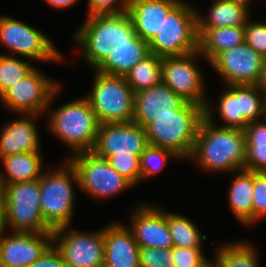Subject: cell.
Segmentation results:
<instances>
[{
	"label": "cell",
	"instance_id": "obj_32",
	"mask_svg": "<svg viewBox=\"0 0 266 267\" xmlns=\"http://www.w3.org/2000/svg\"><path fill=\"white\" fill-rule=\"evenodd\" d=\"M19 58L11 56L9 53H0V96L36 67L31 60Z\"/></svg>",
	"mask_w": 266,
	"mask_h": 267
},
{
	"label": "cell",
	"instance_id": "obj_7",
	"mask_svg": "<svg viewBox=\"0 0 266 267\" xmlns=\"http://www.w3.org/2000/svg\"><path fill=\"white\" fill-rule=\"evenodd\" d=\"M0 44L11 56L31 60L65 64V55L56 48L43 31L17 18L0 14Z\"/></svg>",
	"mask_w": 266,
	"mask_h": 267
},
{
	"label": "cell",
	"instance_id": "obj_6",
	"mask_svg": "<svg viewBox=\"0 0 266 267\" xmlns=\"http://www.w3.org/2000/svg\"><path fill=\"white\" fill-rule=\"evenodd\" d=\"M159 57L181 56L198 50L197 7L181 0L163 19L160 31L148 43Z\"/></svg>",
	"mask_w": 266,
	"mask_h": 267
},
{
	"label": "cell",
	"instance_id": "obj_19",
	"mask_svg": "<svg viewBox=\"0 0 266 267\" xmlns=\"http://www.w3.org/2000/svg\"><path fill=\"white\" fill-rule=\"evenodd\" d=\"M0 129V158L23 152L41 151L36 114H18ZM36 120V121H35Z\"/></svg>",
	"mask_w": 266,
	"mask_h": 267
},
{
	"label": "cell",
	"instance_id": "obj_30",
	"mask_svg": "<svg viewBox=\"0 0 266 267\" xmlns=\"http://www.w3.org/2000/svg\"><path fill=\"white\" fill-rule=\"evenodd\" d=\"M125 79L135 93L160 84L162 82V57L150 53L125 75Z\"/></svg>",
	"mask_w": 266,
	"mask_h": 267
},
{
	"label": "cell",
	"instance_id": "obj_11",
	"mask_svg": "<svg viewBox=\"0 0 266 267\" xmlns=\"http://www.w3.org/2000/svg\"><path fill=\"white\" fill-rule=\"evenodd\" d=\"M201 59L206 61L198 50L181 56L162 57V82L186 102L206 109L211 100L206 96V82L201 65H198Z\"/></svg>",
	"mask_w": 266,
	"mask_h": 267
},
{
	"label": "cell",
	"instance_id": "obj_5",
	"mask_svg": "<svg viewBox=\"0 0 266 267\" xmlns=\"http://www.w3.org/2000/svg\"><path fill=\"white\" fill-rule=\"evenodd\" d=\"M205 109L185 102L171 114L156 118L146 128L149 145L173 151L182 160H188L193 148Z\"/></svg>",
	"mask_w": 266,
	"mask_h": 267
},
{
	"label": "cell",
	"instance_id": "obj_44",
	"mask_svg": "<svg viewBox=\"0 0 266 267\" xmlns=\"http://www.w3.org/2000/svg\"><path fill=\"white\" fill-rule=\"evenodd\" d=\"M8 232L5 216V202L2 188L0 187V238Z\"/></svg>",
	"mask_w": 266,
	"mask_h": 267
},
{
	"label": "cell",
	"instance_id": "obj_17",
	"mask_svg": "<svg viewBox=\"0 0 266 267\" xmlns=\"http://www.w3.org/2000/svg\"><path fill=\"white\" fill-rule=\"evenodd\" d=\"M53 244V232H10L0 238V267H29Z\"/></svg>",
	"mask_w": 266,
	"mask_h": 267
},
{
	"label": "cell",
	"instance_id": "obj_8",
	"mask_svg": "<svg viewBox=\"0 0 266 267\" xmlns=\"http://www.w3.org/2000/svg\"><path fill=\"white\" fill-rule=\"evenodd\" d=\"M90 92L84 96L100 124L131 122L134 116L135 92L123 76L93 73Z\"/></svg>",
	"mask_w": 266,
	"mask_h": 267
},
{
	"label": "cell",
	"instance_id": "obj_20",
	"mask_svg": "<svg viewBox=\"0 0 266 267\" xmlns=\"http://www.w3.org/2000/svg\"><path fill=\"white\" fill-rule=\"evenodd\" d=\"M104 264L107 267H140L139 245L124 222L103 226Z\"/></svg>",
	"mask_w": 266,
	"mask_h": 267
},
{
	"label": "cell",
	"instance_id": "obj_38",
	"mask_svg": "<svg viewBox=\"0 0 266 267\" xmlns=\"http://www.w3.org/2000/svg\"><path fill=\"white\" fill-rule=\"evenodd\" d=\"M204 248L172 247L174 267H200L208 259Z\"/></svg>",
	"mask_w": 266,
	"mask_h": 267
},
{
	"label": "cell",
	"instance_id": "obj_43",
	"mask_svg": "<svg viewBox=\"0 0 266 267\" xmlns=\"http://www.w3.org/2000/svg\"><path fill=\"white\" fill-rule=\"evenodd\" d=\"M48 4L52 9L56 10H66L69 7L76 5L81 0H43Z\"/></svg>",
	"mask_w": 266,
	"mask_h": 267
},
{
	"label": "cell",
	"instance_id": "obj_15",
	"mask_svg": "<svg viewBox=\"0 0 266 267\" xmlns=\"http://www.w3.org/2000/svg\"><path fill=\"white\" fill-rule=\"evenodd\" d=\"M149 146L145 128L134 121L100 124L92 152L108 159L110 156H141Z\"/></svg>",
	"mask_w": 266,
	"mask_h": 267
},
{
	"label": "cell",
	"instance_id": "obj_16",
	"mask_svg": "<svg viewBox=\"0 0 266 267\" xmlns=\"http://www.w3.org/2000/svg\"><path fill=\"white\" fill-rule=\"evenodd\" d=\"M144 203V204H143ZM138 203L130 212L129 224L139 247L168 249L174 247L167 223V210L158 204Z\"/></svg>",
	"mask_w": 266,
	"mask_h": 267
},
{
	"label": "cell",
	"instance_id": "obj_23",
	"mask_svg": "<svg viewBox=\"0 0 266 267\" xmlns=\"http://www.w3.org/2000/svg\"><path fill=\"white\" fill-rule=\"evenodd\" d=\"M232 175L227 193L229 210L240 225L252 228L253 171L242 169Z\"/></svg>",
	"mask_w": 266,
	"mask_h": 267
},
{
	"label": "cell",
	"instance_id": "obj_36",
	"mask_svg": "<svg viewBox=\"0 0 266 267\" xmlns=\"http://www.w3.org/2000/svg\"><path fill=\"white\" fill-rule=\"evenodd\" d=\"M245 43L258 52L263 58L266 57V22L253 20L251 17L244 25Z\"/></svg>",
	"mask_w": 266,
	"mask_h": 267
},
{
	"label": "cell",
	"instance_id": "obj_21",
	"mask_svg": "<svg viewBox=\"0 0 266 267\" xmlns=\"http://www.w3.org/2000/svg\"><path fill=\"white\" fill-rule=\"evenodd\" d=\"M181 0H131L128 14L136 34L149 43L161 29L164 17Z\"/></svg>",
	"mask_w": 266,
	"mask_h": 267
},
{
	"label": "cell",
	"instance_id": "obj_29",
	"mask_svg": "<svg viewBox=\"0 0 266 267\" xmlns=\"http://www.w3.org/2000/svg\"><path fill=\"white\" fill-rule=\"evenodd\" d=\"M167 223L174 246L184 248H203L207 235L201 234L198 225L189 217L167 211Z\"/></svg>",
	"mask_w": 266,
	"mask_h": 267
},
{
	"label": "cell",
	"instance_id": "obj_49",
	"mask_svg": "<svg viewBox=\"0 0 266 267\" xmlns=\"http://www.w3.org/2000/svg\"><path fill=\"white\" fill-rule=\"evenodd\" d=\"M98 267H107L105 264H102V265H100V266H98Z\"/></svg>",
	"mask_w": 266,
	"mask_h": 267
},
{
	"label": "cell",
	"instance_id": "obj_47",
	"mask_svg": "<svg viewBox=\"0 0 266 267\" xmlns=\"http://www.w3.org/2000/svg\"><path fill=\"white\" fill-rule=\"evenodd\" d=\"M262 87H266V57L264 58V65H263V77L260 82Z\"/></svg>",
	"mask_w": 266,
	"mask_h": 267
},
{
	"label": "cell",
	"instance_id": "obj_37",
	"mask_svg": "<svg viewBox=\"0 0 266 267\" xmlns=\"http://www.w3.org/2000/svg\"><path fill=\"white\" fill-rule=\"evenodd\" d=\"M173 261L172 248H139L140 267H174Z\"/></svg>",
	"mask_w": 266,
	"mask_h": 267
},
{
	"label": "cell",
	"instance_id": "obj_33",
	"mask_svg": "<svg viewBox=\"0 0 266 267\" xmlns=\"http://www.w3.org/2000/svg\"><path fill=\"white\" fill-rule=\"evenodd\" d=\"M181 160L173 151L149 145L140 156L141 182L157 175L170 160Z\"/></svg>",
	"mask_w": 266,
	"mask_h": 267
},
{
	"label": "cell",
	"instance_id": "obj_35",
	"mask_svg": "<svg viewBox=\"0 0 266 267\" xmlns=\"http://www.w3.org/2000/svg\"><path fill=\"white\" fill-rule=\"evenodd\" d=\"M252 225L266 219V173L253 172Z\"/></svg>",
	"mask_w": 266,
	"mask_h": 267
},
{
	"label": "cell",
	"instance_id": "obj_13",
	"mask_svg": "<svg viewBox=\"0 0 266 267\" xmlns=\"http://www.w3.org/2000/svg\"><path fill=\"white\" fill-rule=\"evenodd\" d=\"M53 244L66 267H98L104 264L103 228L91 232L61 227L53 231Z\"/></svg>",
	"mask_w": 266,
	"mask_h": 267
},
{
	"label": "cell",
	"instance_id": "obj_45",
	"mask_svg": "<svg viewBox=\"0 0 266 267\" xmlns=\"http://www.w3.org/2000/svg\"><path fill=\"white\" fill-rule=\"evenodd\" d=\"M228 1H232L236 5L246 8L250 13L252 12L251 11L252 6L250 5L252 4V2H254V0H228Z\"/></svg>",
	"mask_w": 266,
	"mask_h": 267
},
{
	"label": "cell",
	"instance_id": "obj_41",
	"mask_svg": "<svg viewBox=\"0 0 266 267\" xmlns=\"http://www.w3.org/2000/svg\"><path fill=\"white\" fill-rule=\"evenodd\" d=\"M244 132L246 146L266 147V118L250 122Z\"/></svg>",
	"mask_w": 266,
	"mask_h": 267
},
{
	"label": "cell",
	"instance_id": "obj_25",
	"mask_svg": "<svg viewBox=\"0 0 266 267\" xmlns=\"http://www.w3.org/2000/svg\"><path fill=\"white\" fill-rule=\"evenodd\" d=\"M245 42V27L198 29V51L207 64L223 50Z\"/></svg>",
	"mask_w": 266,
	"mask_h": 267
},
{
	"label": "cell",
	"instance_id": "obj_9",
	"mask_svg": "<svg viewBox=\"0 0 266 267\" xmlns=\"http://www.w3.org/2000/svg\"><path fill=\"white\" fill-rule=\"evenodd\" d=\"M74 166L80 192L91 199L107 201L135 187L129 180L118 173L107 159L92 151L81 152L66 157ZM116 195V196H115Z\"/></svg>",
	"mask_w": 266,
	"mask_h": 267
},
{
	"label": "cell",
	"instance_id": "obj_10",
	"mask_svg": "<svg viewBox=\"0 0 266 267\" xmlns=\"http://www.w3.org/2000/svg\"><path fill=\"white\" fill-rule=\"evenodd\" d=\"M2 191L8 231L53 232L41 213L39 179L8 184Z\"/></svg>",
	"mask_w": 266,
	"mask_h": 267
},
{
	"label": "cell",
	"instance_id": "obj_2",
	"mask_svg": "<svg viewBox=\"0 0 266 267\" xmlns=\"http://www.w3.org/2000/svg\"><path fill=\"white\" fill-rule=\"evenodd\" d=\"M72 34V42L88 67L95 69L112 51L128 47L136 34L128 12L85 16Z\"/></svg>",
	"mask_w": 266,
	"mask_h": 267
},
{
	"label": "cell",
	"instance_id": "obj_31",
	"mask_svg": "<svg viewBox=\"0 0 266 267\" xmlns=\"http://www.w3.org/2000/svg\"><path fill=\"white\" fill-rule=\"evenodd\" d=\"M237 98H240L241 115L248 123L266 118L264 88L261 85H237Z\"/></svg>",
	"mask_w": 266,
	"mask_h": 267
},
{
	"label": "cell",
	"instance_id": "obj_1",
	"mask_svg": "<svg viewBox=\"0 0 266 267\" xmlns=\"http://www.w3.org/2000/svg\"><path fill=\"white\" fill-rule=\"evenodd\" d=\"M245 157L243 130L220 127L206 117L202 119L188 160L207 173L232 174L244 169Z\"/></svg>",
	"mask_w": 266,
	"mask_h": 267
},
{
	"label": "cell",
	"instance_id": "obj_39",
	"mask_svg": "<svg viewBox=\"0 0 266 267\" xmlns=\"http://www.w3.org/2000/svg\"><path fill=\"white\" fill-rule=\"evenodd\" d=\"M131 0H87L86 16L94 14H120L128 12Z\"/></svg>",
	"mask_w": 266,
	"mask_h": 267
},
{
	"label": "cell",
	"instance_id": "obj_48",
	"mask_svg": "<svg viewBox=\"0 0 266 267\" xmlns=\"http://www.w3.org/2000/svg\"><path fill=\"white\" fill-rule=\"evenodd\" d=\"M264 88V102H265V113H266V87Z\"/></svg>",
	"mask_w": 266,
	"mask_h": 267
},
{
	"label": "cell",
	"instance_id": "obj_12",
	"mask_svg": "<svg viewBox=\"0 0 266 267\" xmlns=\"http://www.w3.org/2000/svg\"><path fill=\"white\" fill-rule=\"evenodd\" d=\"M50 78L35 67L0 96L2 105L15 114L45 116L51 97L62 85L59 81Z\"/></svg>",
	"mask_w": 266,
	"mask_h": 267
},
{
	"label": "cell",
	"instance_id": "obj_3",
	"mask_svg": "<svg viewBox=\"0 0 266 267\" xmlns=\"http://www.w3.org/2000/svg\"><path fill=\"white\" fill-rule=\"evenodd\" d=\"M62 86L63 84L54 92L46 109L47 131L69 148V156L92 151L100 122L84 95L52 109L51 105L61 94Z\"/></svg>",
	"mask_w": 266,
	"mask_h": 267
},
{
	"label": "cell",
	"instance_id": "obj_4",
	"mask_svg": "<svg viewBox=\"0 0 266 267\" xmlns=\"http://www.w3.org/2000/svg\"><path fill=\"white\" fill-rule=\"evenodd\" d=\"M40 183V208L46 224L54 231L71 226L79 188L74 166L64 159L59 167L43 171Z\"/></svg>",
	"mask_w": 266,
	"mask_h": 267
},
{
	"label": "cell",
	"instance_id": "obj_27",
	"mask_svg": "<svg viewBox=\"0 0 266 267\" xmlns=\"http://www.w3.org/2000/svg\"><path fill=\"white\" fill-rule=\"evenodd\" d=\"M216 101L218 104L215 106V109L211 102L207 103L205 117L217 126L244 131L249 123L241 115L240 98H237V85L225 86L222 92L218 94ZM216 113L221 121L219 124L217 119H215L214 114Z\"/></svg>",
	"mask_w": 266,
	"mask_h": 267
},
{
	"label": "cell",
	"instance_id": "obj_24",
	"mask_svg": "<svg viewBox=\"0 0 266 267\" xmlns=\"http://www.w3.org/2000/svg\"><path fill=\"white\" fill-rule=\"evenodd\" d=\"M150 53L149 44L137 36L128 47H120L110 52L93 71L125 77L136 64Z\"/></svg>",
	"mask_w": 266,
	"mask_h": 267
},
{
	"label": "cell",
	"instance_id": "obj_22",
	"mask_svg": "<svg viewBox=\"0 0 266 267\" xmlns=\"http://www.w3.org/2000/svg\"><path fill=\"white\" fill-rule=\"evenodd\" d=\"M42 151L23 152L0 158V187L16 182L38 180L45 168Z\"/></svg>",
	"mask_w": 266,
	"mask_h": 267
},
{
	"label": "cell",
	"instance_id": "obj_40",
	"mask_svg": "<svg viewBox=\"0 0 266 267\" xmlns=\"http://www.w3.org/2000/svg\"><path fill=\"white\" fill-rule=\"evenodd\" d=\"M244 169L266 173V147L246 146Z\"/></svg>",
	"mask_w": 266,
	"mask_h": 267
},
{
	"label": "cell",
	"instance_id": "obj_46",
	"mask_svg": "<svg viewBox=\"0 0 266 267\" xmlns=\"http://www.w3.org/2000/svg\"><path fill=\"white\" fill-rule=\"evenodd\" d=\"M213 257L214 258H212V260L209 259L205 260V262L200 267H222L220 265L219 260L215 256Z\"/></svg>",
	"mask_w": 266,
	"mask_h": 267
},
{
	"label": "cell",
	"instance_id": "obj_14",
	"mask_svg": "<svg viewBox=\"0 0 266 267\" xmlns=\"http://www.w3.org/2000/svg\"><path fill=\"white\" fill-rule=\"evenodd\" d=\"M208 65L225 85H260L264 58L245 42L223 50Z\"/></svg>",
	"mask_w": 266,
	"mask_h": 267
},
{
	"label": "cell",
	"instance_id": "obj_26",
	"mask_svg": "<svg viewBox=\"0 0 266 267\" xmlns=\"http://www.w3.org/2000/svg\"><path fill=\"white\" fill-rule=\"evenodd\" d=\"M197 8L198 29L244 26L252 14L241 6L228 0H214L207 15Z\"/></svg>",
	"mask_w": 266,
	"mask_h": 267
},
{
	"label": "cell",
	"instance_id": "obj_42",
	"mask_svg": "<svg viewBox=\"0 0 266 267\" xmlns=\"http://www.w3.org/2000/svg\"><path fill=\"white\" fill-rule=\"evenodd\" d=\"M29 267H66L60 251L52 244L43 255Z\"/></svg>",
	"mask_w": 266,
	"mask_h": 267
},
{
	"label": "cell",
	"instance_id": "obj_34",
	"mask_svg": "<svg viewBox=\"0 0 266 267\" xmlns=\"http://www.w3.org/2000/svg\"><path fill=\"white\" fill-rule=\"evenodd\" d=\"M109 164L123 177L129 180L134 186L141 183V165L140 156H110L108 159ZM138 184V185H137Z\"/></svg>",
	"mask_w": 266,
	"mask_h": 267
},
{
	"label": "cell",
	"instance_id": "obj_28",
	"mask_svg": "<svg viewBox=\"0 0 266 267\" xmlns=\"http://www.w3.org/2000/svg\"><path fill=\"white\" fill-rule=\"evenodd\" d=\"M215 248V256L222 267H259V253L253 243L235 240L221 243Z\"/></svg>",
	"mask_w": 266,
	"mask_h": 267
},
{
	"label": "cell",
	"instance_id": "obj_18",
	"mask_svg": "<svg viewBox=\"0 0 266 267\" xmlns=\"http://www.w3.org/2000/svg\"><path fill=\"white\" fill-rule=\"evenodd\" d=\"M186 101L177 95L166 84L161 82L151 88L135 93L133 120L146 128L156 121V118L169 115L179 109Z\"/></svg>",
	"mask_w": 266,
	"mask_h": 267
}]
</instances>
